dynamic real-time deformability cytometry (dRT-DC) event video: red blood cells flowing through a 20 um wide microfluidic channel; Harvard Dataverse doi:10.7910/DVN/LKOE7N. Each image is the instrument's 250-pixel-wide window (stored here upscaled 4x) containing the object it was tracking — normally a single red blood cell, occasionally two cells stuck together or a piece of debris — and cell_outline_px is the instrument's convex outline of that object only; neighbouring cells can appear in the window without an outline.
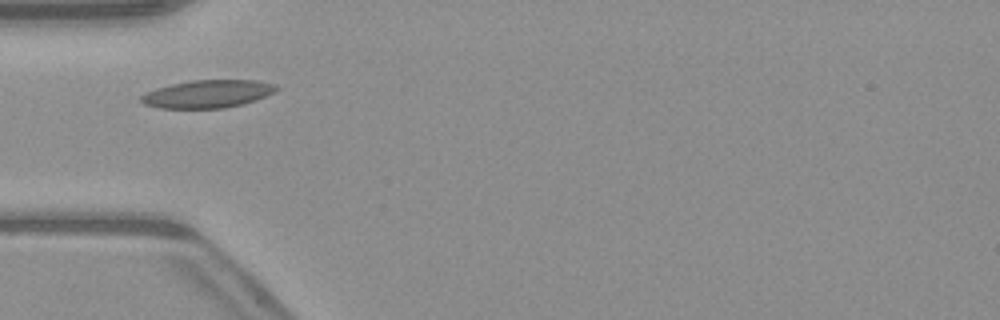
{"species": "common noctule bat (a hibernating species)", "species_latin": "Nyctalus noctula", "temperature_condition": "warm", "stored_images_in_passage": 3, "camera_frame_rate_fps": 3000, "um_per_image_px": 0.085, "animal": {"sex": "male", "body_mass_g": 23.1, "forearm_length_mm": 52.7}, "frame": {"image": 1, "passage_image": 3, "time_ms": 2.333, "image_size_px": [1000, 320], "cell_outline_px": [[280, 88], [276, 92], [256, 100], [224, 108], [160, 108], [144, 104], [140, 100], [140, 96], [144, 92], [156, 88], [172, 84], [192, 80], [256, 80], [276, 84]], "centroid_in_image_um": [17.66, 7.97], "position_along_channel_um": 67.3, "area_um2": 22.02}}